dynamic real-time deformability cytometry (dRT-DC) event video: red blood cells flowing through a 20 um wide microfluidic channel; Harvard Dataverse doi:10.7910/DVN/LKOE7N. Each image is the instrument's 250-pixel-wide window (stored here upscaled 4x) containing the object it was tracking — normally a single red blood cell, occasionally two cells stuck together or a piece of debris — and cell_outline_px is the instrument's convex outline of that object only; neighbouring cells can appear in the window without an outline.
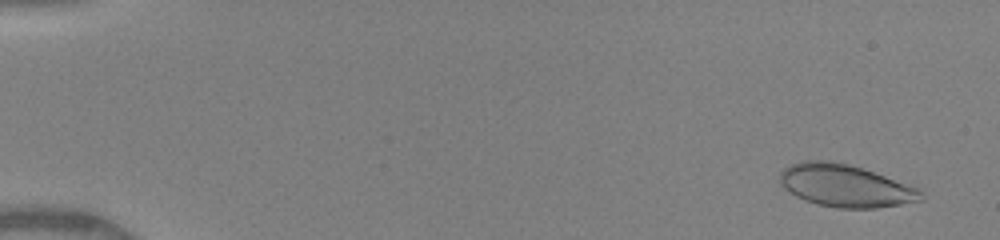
{"species": "human", "species_latin": "Homo sapiens", "temperature_condition": "warm", "stored_images_in_passage": 50, "camera_frame_rate_fps": 3000, "um_per_image_px": 0.085, "donor": {"sex": "female"}, "frame": {"image": 1, "passage_image": 3, "time_ms": 0.667, "image_size_px": [1000, 240], "cell_outline_px": [[924, 200], [876, 208], [836, 208], [816, 204], [804, 200], [796, 196], [784, 188], [780, 184], [780, 172], [784, 168], [800, 160], [832, 160], [848, 164], [920, 188], [924, 192]], "centroid_in_image_um": [71.85, 15.79], "position_along_channel_um": 13.2, "area_um2": 34.97}}
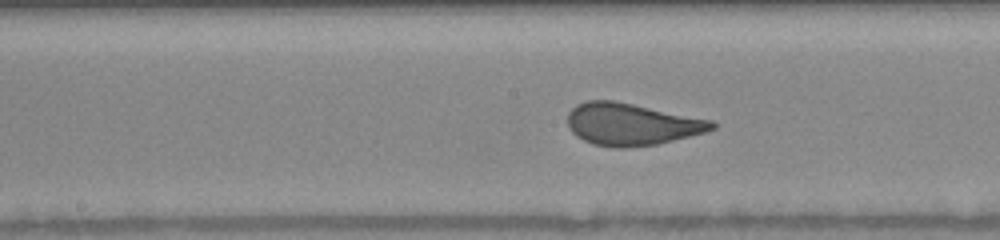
{"frame": {"image": 2, "passage_image": 27, "time_ms": 8.667, "image_size_px": [1000, 240], "cell_outline_px": [[716, 128], [704, 132], [656, 144], [624, 148], [616, 148], [592, 144], [576, 136], [568, 128], [568, 112], [576, 104], [588, 100], [612, 100], [712, 120], [716, 124]], "centroid_in_image_um": [53.63, 10.56], "position_along_channel_um": 194.6, "area_um2": 35.14}}
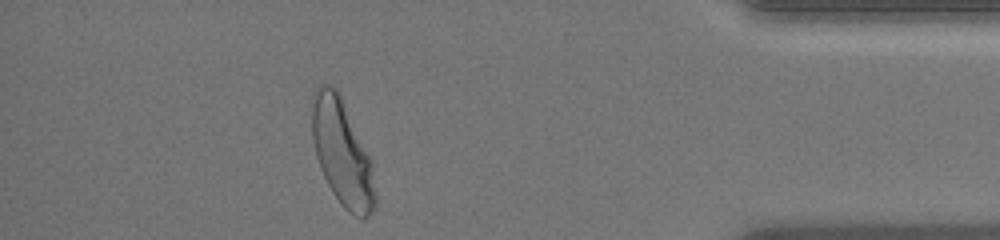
{"frame": {"image": 3, "passage_image": 45, "time_ms": 14.667, "image_size_px": [1000, 240], "cell_outline_px": [[376, 208], [364, 220], [348, 212], [340, 204], [332, 192], [320, 168], [316, 156], [312, 140], [312, 96], [316, 88], [320, 84], [332, 84], [336, 88], [372, 160], [376, 196]], "centroid_in_image_um": [29.09, 13.02], "position_along_channel_um": 406.1, "area_um2": 39.25}, "authors_computed_cell_mechanics": {"area_um2": 35.1135, "velocity_mm_per_s": 4.1208, "shape_relaxation_time_tau1_ms": 2.927, "shape_relaxation_time_tau2_ms": null, "deformation_change_tau1": 0.1466, "deformation_change_tau2": null}}